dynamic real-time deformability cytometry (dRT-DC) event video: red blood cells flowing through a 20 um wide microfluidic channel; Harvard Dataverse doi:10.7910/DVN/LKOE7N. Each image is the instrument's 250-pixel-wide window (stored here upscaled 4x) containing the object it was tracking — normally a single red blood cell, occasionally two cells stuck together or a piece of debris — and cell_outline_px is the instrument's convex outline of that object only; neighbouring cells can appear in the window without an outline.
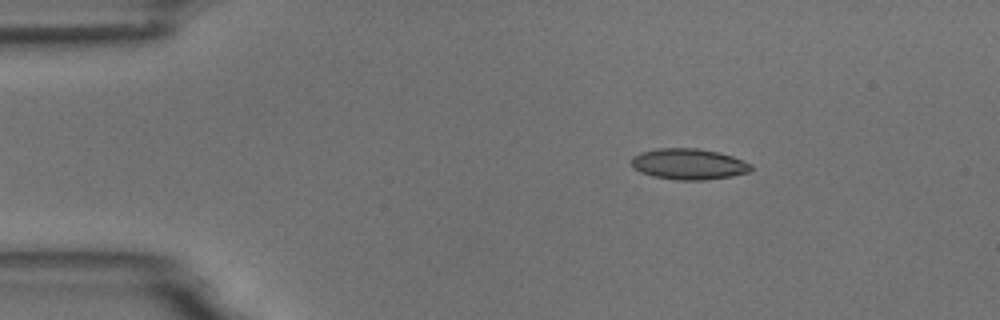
{"species": "common noctule bat (a hibernating species)", "species_latin": "Nyctalus noctula", "temperature_condition": "room temperature", "stored_images_in_passage": 4, "camera_frame_rate_fps": 3000, "um_per_image_px": 0.085, "animal": {"sex": "male", "body_mass_g": 18.8}, "frame": {"image": 1, "passage_image": 4, "time_ms": 4.667, "image_size_px": [1000, 320], "cell_outline_px": [[752, 168], [748, 172], [732, 176], [704, 180], [676, 180], [652, 176], [640, 172], [632, 168], [632, 156], [640, 152], [656, 148], [696, 148], [720, 152], [732, 156], [752, 164]], "centroid_in_image_um": [58.51, 13.94], "position_along_channel_um": 26.5, "area_um2": 21.73}}